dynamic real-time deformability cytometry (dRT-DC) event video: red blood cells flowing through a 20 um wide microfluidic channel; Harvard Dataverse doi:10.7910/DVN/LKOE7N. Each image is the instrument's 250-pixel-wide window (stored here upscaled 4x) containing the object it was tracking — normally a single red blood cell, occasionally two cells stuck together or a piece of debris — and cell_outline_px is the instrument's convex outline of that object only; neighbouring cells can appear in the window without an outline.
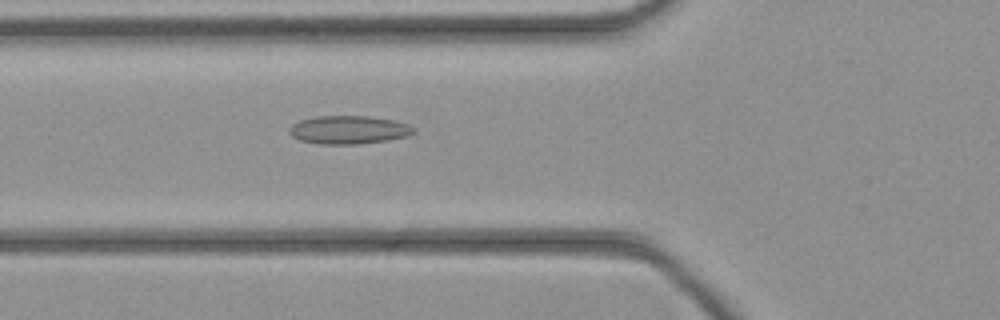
{"species": "common noctule bat (a hibernating species)", "species_latin": "Nyctalus noctula", "temperature_condition": "cold", "stored_images_in_passage": 45, "camera_frame_rate_fps": 3000, "um_per_image_px": 0.085, "animal": {"sex": "female", "body_mass_g": 21.9}, "frame": {"image": 1, "passage_image": 16, "time_ms": 5.0, "image_size_px": [1000, 320], "cell_outline_px": [[416, 132], [408, 136], [388, 140], [356, 144], [320, 144], [300, 140], [292, 136], [288, 132], [288, 128], [292, 124], [300, 120], [316, 116], [372, 116], [392, 120], [408, 124], [416, 128]], "centroid_in_image_um": [29.64, 11.03], "position_along_channel_um": 96.2, "area_um2": 20.63}}
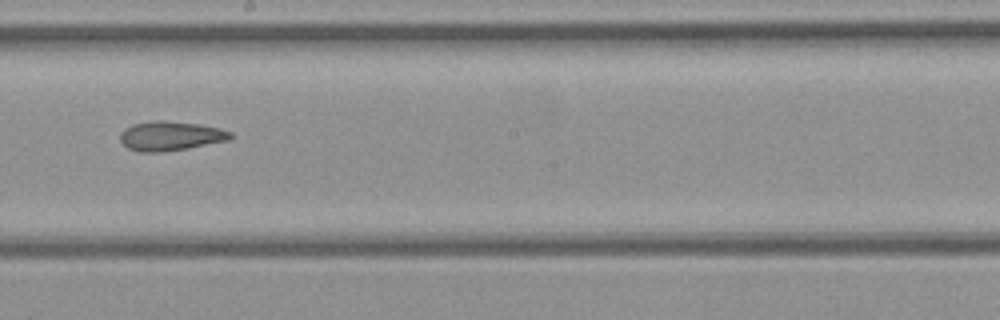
{"frame": {"image": 2, "passage_image": 25, "time_ms": 8.0, "image_size_px": [1000, 320], "cell_outline_px": [[232, 136], [228, 140], [188, 148], [160, 152], [140, 152], [128, 148], [120, 140], [120, 132], [124, 128], [132, 124], [152, 120], [164, 120], [200, 124], [220, 128], [232, 132]], "centroid_in_image_um": [14.47, 11.54], "position_along_channel_um": 233.7, "area_um2": 18.96}}
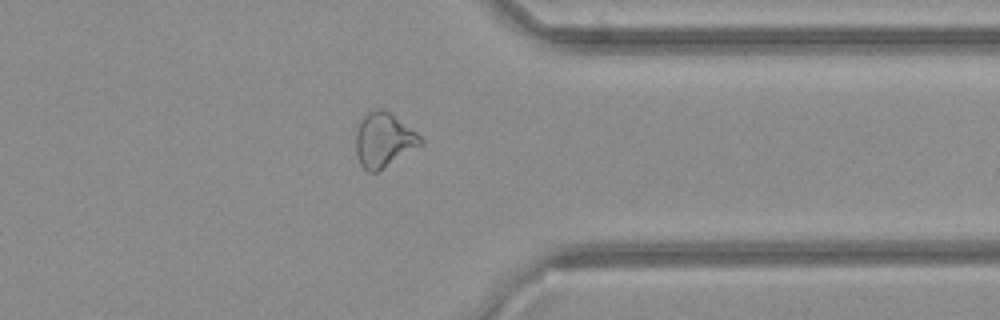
{"frame": {"image": 3, "passage_image": 35, "time_ms": 11.333, "image_size_px": [1000, 320], "cell_outline_px": [[424, 140], [420, 144], [376, 172], [368, 172], [360, 164], [356, 152], [356, 132], [360, 120], [368, 112], [380, 108], [384, 108], [416, 132]], "centroid_in_image_um": [32.57, 11.87], "position_along_channel_um": 378.8, "area_um2": 19.94}}